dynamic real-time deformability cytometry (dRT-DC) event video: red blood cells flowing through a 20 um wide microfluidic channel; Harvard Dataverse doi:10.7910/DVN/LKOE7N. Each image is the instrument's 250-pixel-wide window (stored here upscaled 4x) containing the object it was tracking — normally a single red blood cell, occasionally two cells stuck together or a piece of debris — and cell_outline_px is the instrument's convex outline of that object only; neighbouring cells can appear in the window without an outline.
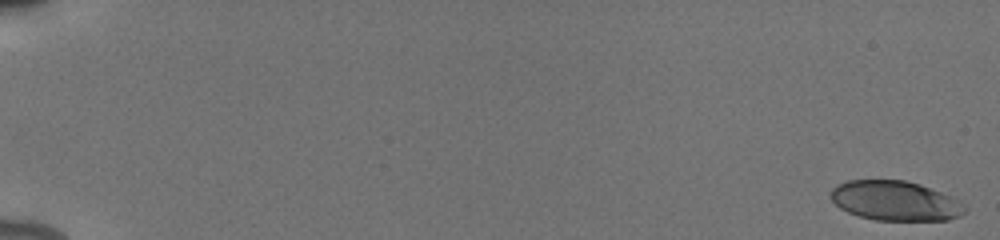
{"species": "human", "species_latin": "Homo sapiens", "temperature_condition": "cold", "stored_images_in_passage": 56, "camera_frame_rate_fps": 3000, "um_per_image_px": 0.085, "donor": {"sex": "male"}, "frame": {"image": 1, "passage_image": 1, "time_ms": 0.0, "image_size_px": [1000, 240], "cell_outline_px": [[968, 208], [960, 216], [948, 220], [876, 220], [860, 216], [848, 212], [840, 208], [832, 200], [832, 188], [836, 184], [848, 180], [904, 180], [920, 184], [952, 196], [960, 200]], "centroid_in_image_um": [76.13, 17.06], "position_along_channel_um": 8.9, "area_um2": 31.1}}
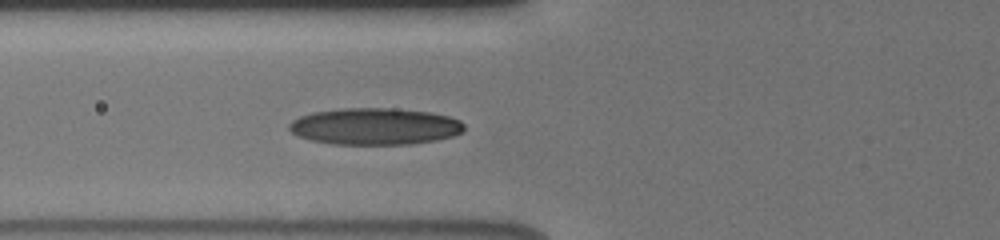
{"frame": {"image": 2, "passage_image": 23, "time_ms": 7.333, "image_size_px": [1000, 240], "cell_outline_px": [[464, 132], [452, 136], [436, 140], [408, 144], [332, 144], [312, 140], [296, 136], [288, 128], [288, 124], [292, 120], [300, 116], [312, 112], [344, 108], [392, 108], [432, 112], [448, 116], [460, 120], [464, 124]], "centroid_in_image_um": [31.86, 10.74], "position_along_channel_um": 93.9, "area_um2": 37.63}}
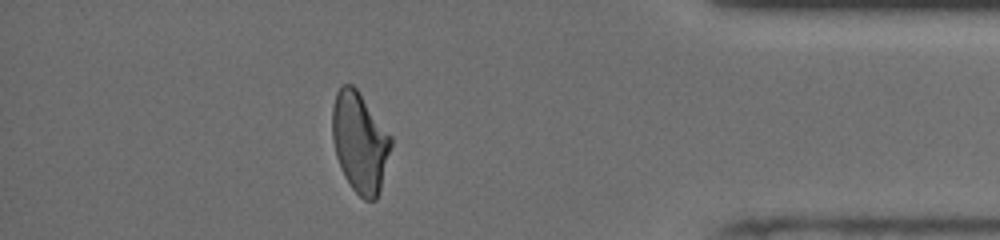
{"frame": {"image": 3, "passage_image": 49, "time_ms": 16.0, "image_size_px": [1000, 240], "cell_outline_px": [[392, 144], [380, 188], [376, 200], [364, 200], [352, 188], [344, 176], [340, 168], [336, 156], [332, 140], [332, 108], [336, 92], [344, 84], [352, 84], [356, 88], [392, 136]], "centroid_in_image_um": [30.57, 12.09], "position_along_channel_um": 404.6, "area_um2": 34.16}, "authors_computed_cell_mechanics": {"area_um2": 34.3621, "velocity_mm_per_s": 3.9078, "shape_relaxation_time_tau1_ms": 5.9122, "shape_relaxation_time_tau2_ms": 2.164, "deformation_change_tau1": 0.1809, "deformation_change_tau2": 0.0923}}